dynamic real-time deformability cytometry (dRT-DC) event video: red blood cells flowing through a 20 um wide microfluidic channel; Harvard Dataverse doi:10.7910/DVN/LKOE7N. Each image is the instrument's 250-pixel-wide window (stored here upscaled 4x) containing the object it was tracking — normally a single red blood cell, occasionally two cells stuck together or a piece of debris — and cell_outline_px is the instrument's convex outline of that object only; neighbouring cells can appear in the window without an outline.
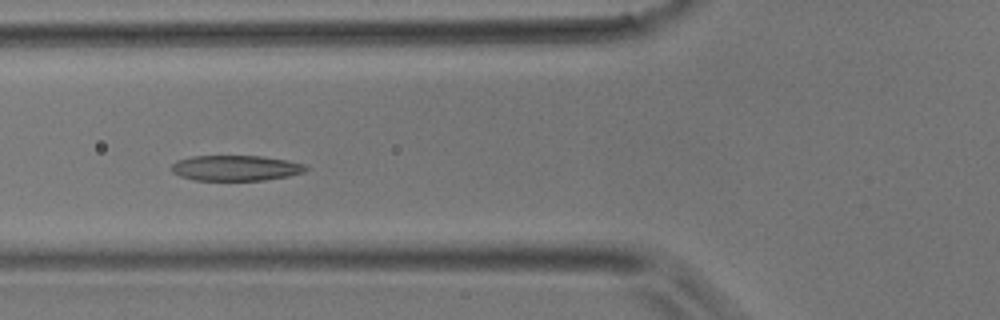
{"species": "common noctule bat (a hibernating species)", "species_latin": "Nyctalus noctula", "temperature_condition": "room temperature", "stored_images_in_passage": 5, "camera_frame_rate_fps": 3000, "um_per_image_px": 0.085, "animal": {"sex": "male", "body_mass_g": 17.9}, "frame": {"image": 1, "passage_image": 5, "time_ms": 1.333, "image_size_px": [1000, 320], "cell_outline_px": [[308, 168], [304, 172], [288, 176], [264, 180], [196, 180], [180, 176], [172, 172], [172, 164], [176, 160], [192, 156], [260, 156], [288, 160], [304, 164]], "centroid_in_image_um": [20.03, 14.28], "position_along_channel_um": 105.8, "area_um2": 19.88}}